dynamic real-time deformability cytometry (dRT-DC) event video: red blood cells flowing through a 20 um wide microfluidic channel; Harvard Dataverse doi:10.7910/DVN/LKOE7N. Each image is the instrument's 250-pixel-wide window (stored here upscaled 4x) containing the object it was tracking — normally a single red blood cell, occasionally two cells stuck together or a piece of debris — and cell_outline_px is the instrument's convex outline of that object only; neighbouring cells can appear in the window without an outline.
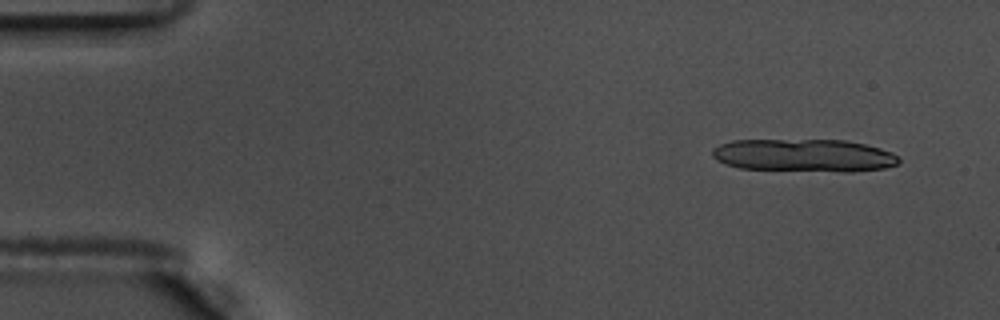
{"species": "common noctule bat (a hibernating species)", "species_latin": "Nyctalus noctula", "temperature_condition": "warm", "stored_images_in_passage": 13, "camera_frame_rate_fps": 3000, "um_per_image_px": 0.085, "animal": {"sex": "male", "body_mass_g": 17.5, "forearm_length_mm": 52.3}, "frame": {"image": 1, "passage_image": 3, "time_ms": 0.667, "image_size_px": [1000, 320], "cell_outline_px": [[900, 160], [896, 164], [884, 168], [852, 172], [844, 172], [740, 168], [716, 160], [712, 156], [712, 148], [720, 144], [732, 140], [844, 140], [864, 144], [880, 148], [892, 152]], "centroid_in_image_um": [68.33, 13.21], "position_along_channel_um": 16.7, "area_um2": 35.6}}